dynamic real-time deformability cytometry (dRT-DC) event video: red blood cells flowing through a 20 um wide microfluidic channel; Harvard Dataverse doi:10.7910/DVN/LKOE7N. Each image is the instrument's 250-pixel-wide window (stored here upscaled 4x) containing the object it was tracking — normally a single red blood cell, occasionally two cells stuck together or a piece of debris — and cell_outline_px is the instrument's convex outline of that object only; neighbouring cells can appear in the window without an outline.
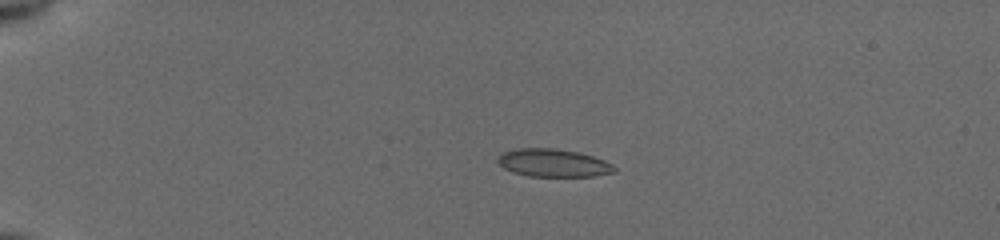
{"species": "common noctule bat (a hibernating species)", "species_latin": "Nyctalus noctula", "temperature_condition": "cold", "stored_images_in_passage": 55, "camera_frame_rate_fps": 3000, "um_per_image_px": 0.085, "animal": {"sex": "female", "body_mass_g": 19.5, "forearm_length_mm": 54.1}, "frame": {"image": 1, "passage_image": 14, "time_ms": 4.333, "image_size_px": [1000, 240], "cell_outline_px": [[616, 172], [596, 176], [528, 176], [512, 172], [504, 168], [496, 160], [504, 152], [520, 148], [552, 148], [576, 152], [592, 156], [604, 160], [612, 164], [616, 168]], "centroid_in_image_um": [47.05, 13.86], "position_along_channel_um": 38.0, "area_um2": 18.79}}
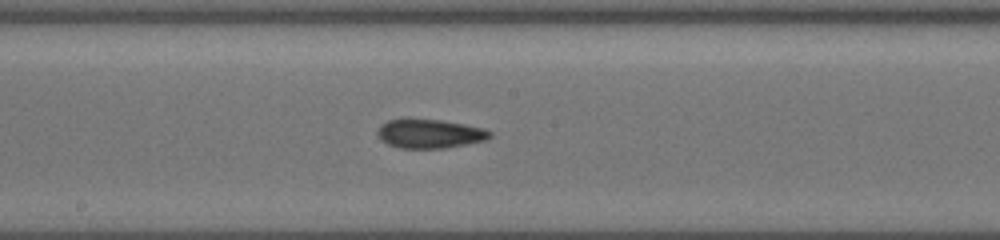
{"frame": {"image": 2, "passage_image": 32, "time_ms": 10.333, "image_size_px": [1000, 240], "cell_outline_px": [[492, 136], [488, 140], [444, 148], [400, 148], [388, 144], [380, 140], [376, 136], [376, 132], [380, 124], [388, 120], [400, 116], [408, 116], [440, 120], [464, 124], [484, 128], [492, 132]], "centroid_in_image_um": [36.45, 11.32], "position_along_channel_um": 211.7, "area_um2": 19.83}}
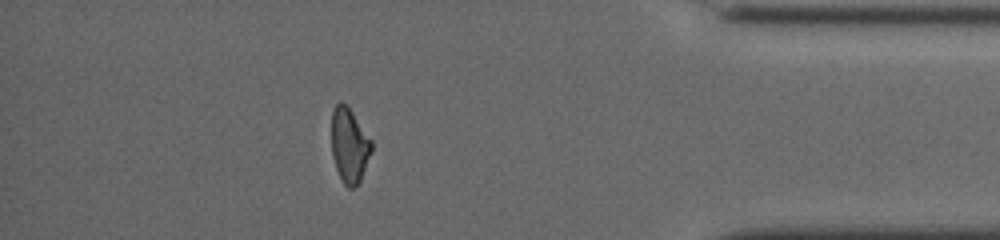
{"frame": {"image": 3, "passage_image": 49, "time_ms": 16.0, "image_size_px": [1000, 240], "cell_outline_px": [[372, 152], [360, 180], [356, 188], [348, 188], [344, 184], [336, 168], [332, 156], [332, 108], [340, 100], [352, 112], [372, 140]], "centroid_in_image_um": [29.7, 12.37], "position_along_channel_um": 405.5, "area_um2": 17.4}, "authors_computed_cell_mechanics": {"area_um2": 18.6694, "velocity_mm_per_s": 3.9448, "shape_relaxation_time_tau1_ms": 6.1771, "shape_relaxation_time_tau2_ms": 2.7121, "deformation_change_tau1": 0.1508, "deformation_change_tau2": 0.1007}}